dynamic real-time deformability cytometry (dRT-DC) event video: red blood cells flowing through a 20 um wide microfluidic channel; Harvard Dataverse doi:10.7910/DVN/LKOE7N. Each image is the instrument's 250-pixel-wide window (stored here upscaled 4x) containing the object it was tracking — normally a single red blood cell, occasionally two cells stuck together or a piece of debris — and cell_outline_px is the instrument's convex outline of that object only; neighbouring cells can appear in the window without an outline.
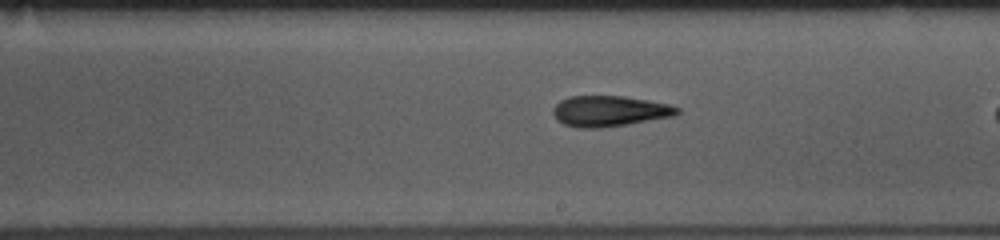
{"species": "common noctule bat (a hibernating species)", "species_latin": "Nyctalus noctula", "temperature_condition": "room temperature", "stored_images_in_passage": 27, "camera_frame_rate_fps": 3000, "um_per_image_px": 0.085, "animal": {"sex": "female", "body_mass_g": 10.0, "forearm_length_mm": 53.1}, "frame": {"image": 1, "passage_image": 16, "time_ms": 5.0, "image_size_px": [1000, 240], "cell_outline_px": [[680, 112], [676, 116], [628, 124], [600, 128], [576, 128], [564, 124], [556, 120], [552, 112], [552, 108], [560, 100], [568, 96], [624, 96], [648, 100], [668, 104], [680, 108]], "centroid_in_image_um": [51.79, 9.45], "position_along_channel_um": 237.2, "area_um2": 22.48}}
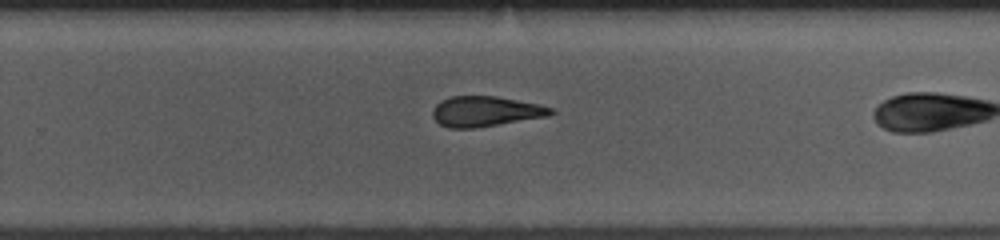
{"frame": {"image": 2, "passage_image": 20, "time_ms": 6.333, "image_size_px": [1000, 240], "cell_outline_px": [[556, 112], [548, 116], [472, 128], [448, 128], [440, 124], [432, 116], [432, 108], [440, 100], [452, 96], [496, 96], [540, 104], [552, 108]], "centroid_in_image_um": [41.25, 9.46], "position_along_channel_um": 288.6, "area_um2": 20.81}}
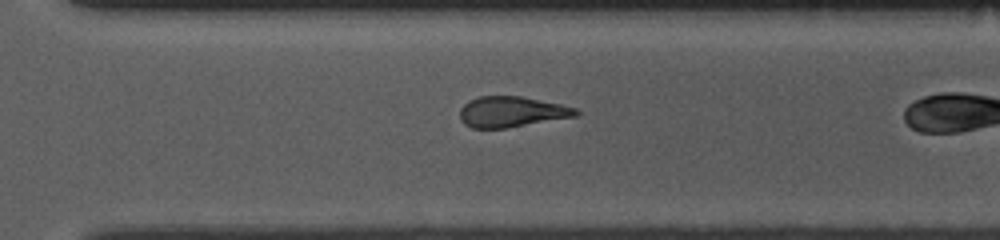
{"frame": {"image": 3, "passage_image": 23, "time_ms": 7.333, "image_size_px": [1000, 240], "cell_outline_px": [[580, 112], [576, 116], [508, 128], [472, 128], [464, 124], [460, 120], [460, 108], [468, 100], [480, 96], [520, 96], [560, 104], [576, 108]], "centroid_in_image_um": [43.46, 9.51], "position_along_channel_um": 327.1, "area_um2": 20.75}}